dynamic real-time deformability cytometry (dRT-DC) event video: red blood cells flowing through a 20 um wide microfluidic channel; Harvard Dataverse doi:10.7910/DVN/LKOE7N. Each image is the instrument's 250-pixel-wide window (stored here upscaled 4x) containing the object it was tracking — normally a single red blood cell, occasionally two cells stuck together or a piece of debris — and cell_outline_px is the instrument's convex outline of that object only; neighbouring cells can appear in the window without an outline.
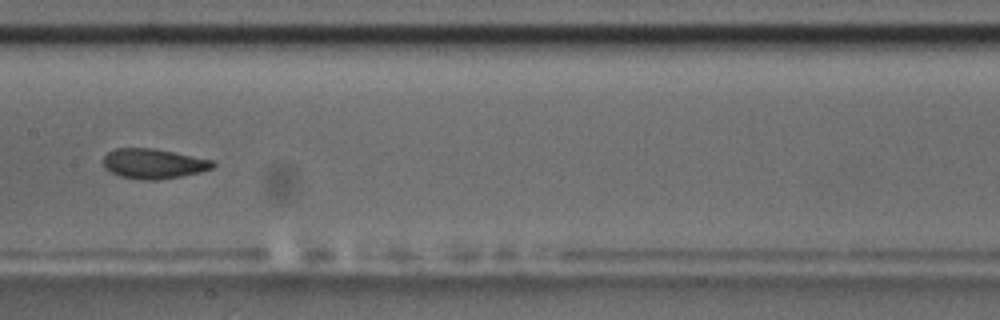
{"species": "common noctule bat (a hibernating species)", "species_latin": "Nyctalus noctula", "temperature_condition": "room temperature", "stored_images_in_passage": 9, "camera_frame_rate_fps": 3000, "um_per_image_px": 0.085, "animal": {"sex": "male", "body_mass_g": 17.5, "forearm_length_mm": 52.3}, "frame": {"image": 1, "passage_image": 9, "time_ms": 9.333, "image_size_px": [1000, 320], "cell_outline_px": [[216, 164], [212, 168], [200, 172], [184, 176], [156, 180], [140, 180], [120, 176], [104, 168], [104, 156], [108, 152], [116, 148], [156, 148], [212, 160]], "centroid_in_image_um": [13.05, 13.91], "position_along_channel_um": 194.3, "area_um2": 19.19}}